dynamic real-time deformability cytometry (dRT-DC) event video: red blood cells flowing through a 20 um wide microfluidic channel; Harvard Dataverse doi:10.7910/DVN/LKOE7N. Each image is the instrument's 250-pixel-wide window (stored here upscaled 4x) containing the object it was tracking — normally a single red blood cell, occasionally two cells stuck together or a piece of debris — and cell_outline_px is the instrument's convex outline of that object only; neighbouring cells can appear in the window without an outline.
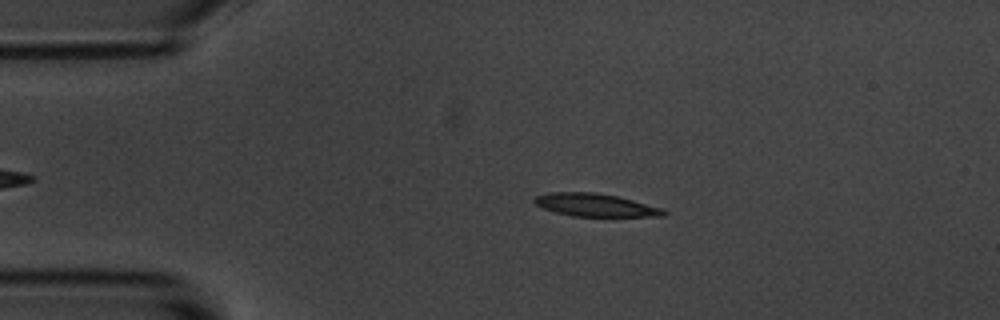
{"species": "common noctule bat (a hibernating species)", "species_latin": "Nyctalus noctula", "temperature_condition": "room temperature", "stored_images_in_passage": 3, "camera_frame_rate_fps": 3000, "um_per_image_px": 0.085, "animal": {"sex": "male", "body_mass_g": 20.1, "forearm_length_mm": 53.5}, "frame": {"image": 1, "passage_image": 2, "time_ms": 1.333, "image_size_px": [1000, 320], "cell_outline_px": [[668, 212], [664, 216], [572, 216], [556, 212], [544, 208], [536, 204], [532, 200], [536, 196], [548, 192], [592, 192], [616, 196], [664, 208]], "centroid_in_image_um": [50.61, 17.42], "position_along_channel_um": 34.4, "area_um2": 17.11}}